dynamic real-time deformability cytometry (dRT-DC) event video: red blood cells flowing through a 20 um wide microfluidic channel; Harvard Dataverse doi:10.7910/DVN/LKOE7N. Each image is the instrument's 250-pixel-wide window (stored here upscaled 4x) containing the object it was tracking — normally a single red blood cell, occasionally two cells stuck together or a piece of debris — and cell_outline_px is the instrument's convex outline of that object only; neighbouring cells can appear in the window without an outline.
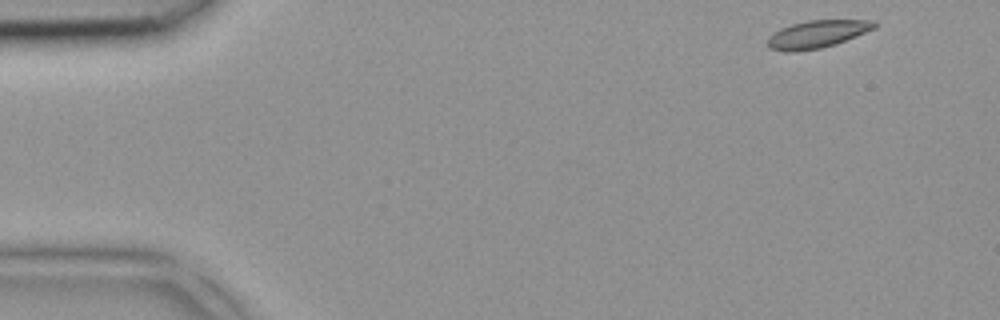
{"species": "common noctule bat (a hibernating species)", "species_latin": "Nyctalus noctula", "temperature_condition": "room temperature", "stored_images_in_passage": 4, "camera_frame_rate_fps": 3000, "um_per_image_px": 0.085, "animal": {"sex": "female", "body_mass_g": 18.4}, "frame": {"image": 1, "passage_image": 1, "time_ms": 0.0, "image_size_px": [1000, 320], "cell_outline_px": [[880, 24], [876, 28], [836, 44], [820, 48], [796, 52], [784, 52], [768, 48], [768, 36], [780, 28], [792, 24], [808, 20], [876, 20]], "centroid_in_image_um": [69.47, 2.9], "position_along_channel_um": 15.5, "area_um2": 17.4}}
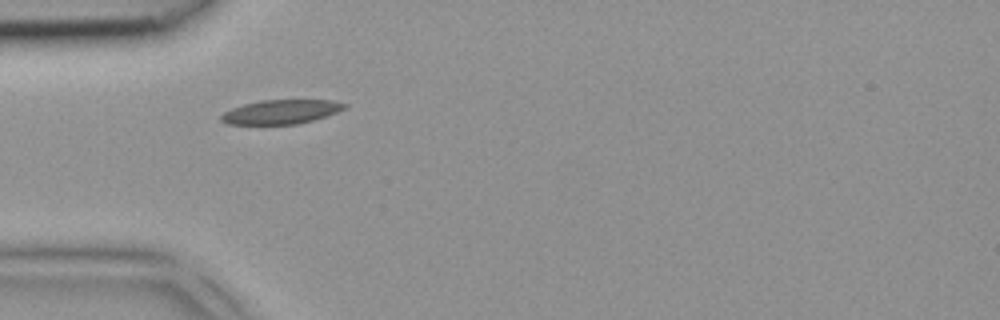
{"frame": {"image": 2, "passage_image": 4, "time_ms": 1.0, "image_size_px": [1000, 320], "cell_outline_px": [[348, 104], [344, 108], [336, 112], [312, 120], [296, 124], [228, 124], [220, 120], [220, 116], [224, 112], [232, 108], [244, 104], [260, 100], [332, 100]], "centroid_in_image_um": [23.85, 9.5], "position_along_channel_um": 61.1, "area_um2": 17.17}}